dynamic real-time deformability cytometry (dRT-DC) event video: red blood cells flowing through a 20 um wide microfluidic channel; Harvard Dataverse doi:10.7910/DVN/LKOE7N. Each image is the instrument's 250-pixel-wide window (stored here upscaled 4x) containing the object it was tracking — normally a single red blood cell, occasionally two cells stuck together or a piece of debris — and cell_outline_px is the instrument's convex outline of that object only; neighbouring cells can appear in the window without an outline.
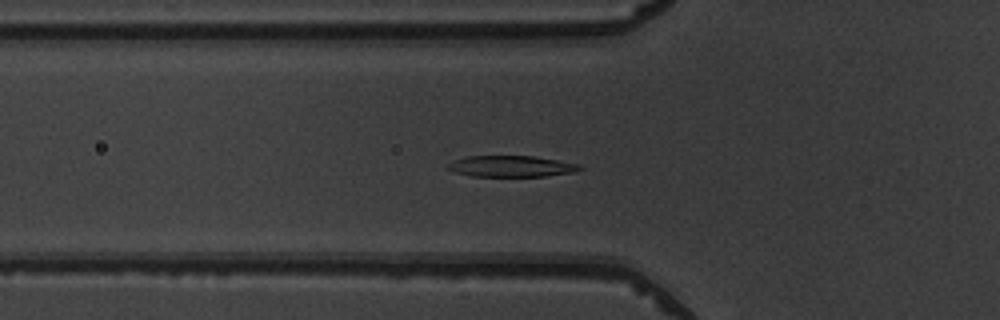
{"species": "common noctule bat (a hibernating species)", "species_latin": "Nyctalus noctula", "temperature_condition": "warm", "stored_images_in_passage": 51, "camera_frame_rate_fps": 3000, "um_per_image_px": 0.085, "animal": {"sex": "male", "body_mass_g": 19.5, "forearm_length_mm": 54.6}, "frame": {"image": 1, "passage_image": 18, "time_ms": 5.667, "image_size_px": [1000, 320], "cell_outline_px": [[584, 168], [576, 172], [544, 176], [472, 176], [456, 172], [444, 168], [448, 164], [456, 160], [468, 156], [532, 156], [580, 164]], "centroid_in_image_um": [43.48, 14.14], "position_along_channel_um": 82.3, "area_um2": 16.18}}
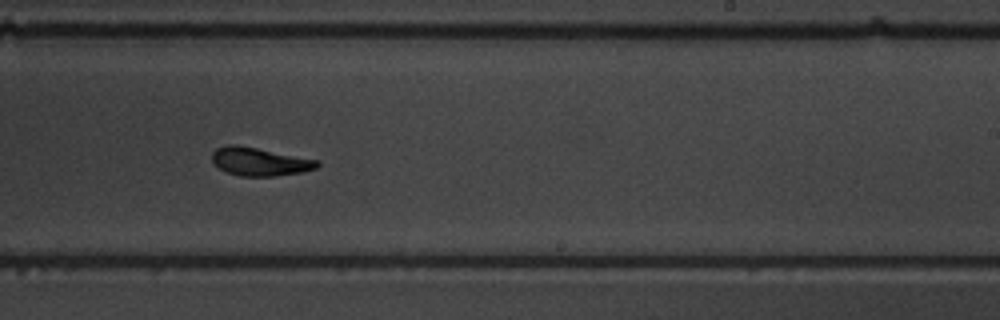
{"frame": {"image": 2, "passage_image": 32, "time_ms": 10.333, "image_size_px": [1000, 320], "cell_outline_px": [[320, 164], [316, 168], [304, 172], [276, 176], [240, 176], [228, 172], [212, 164], [212, 152], [216, 148], [228, 144], [236, 144], [320, 160]], "centroid_in_image_um": [22.08, 13.73], "position_along_channel_um": 266.9, "area_um2": 17.46}}
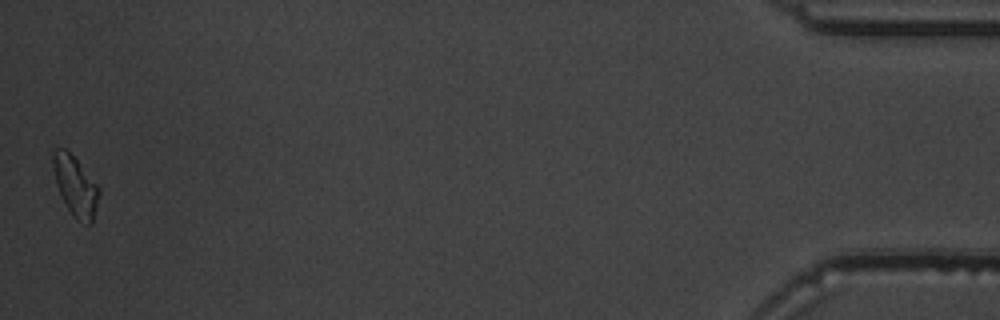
{"frame": {"image": 3, "passage_image": 51, "time_ms": 16.667, "image_size_px": [1000, 320], "cell_outline_px": [[100, 192], [92, 224], [88, 224], [76, 220], [68, 208], [56, 184], [52, 164], [52, 152], [56, 148], [64, 148], [76, 160], [100, 188]], "centroid_in_image_um": [6.41, 15.82], "position_along_channel_um": 428.8, "area_um2": 15.72}, "authors_computed_cell_mechanics": {"area_um2": 17.2244, "velocity_mm_per_s": 3.9574, "shape_relaxation_time_tau1_ms": 2.6757, "shape_relaxation_time_tau2_ms": 3.2161, "deformation_change_tau1": 0.167, "deformation_change_tau2": 0.098}}